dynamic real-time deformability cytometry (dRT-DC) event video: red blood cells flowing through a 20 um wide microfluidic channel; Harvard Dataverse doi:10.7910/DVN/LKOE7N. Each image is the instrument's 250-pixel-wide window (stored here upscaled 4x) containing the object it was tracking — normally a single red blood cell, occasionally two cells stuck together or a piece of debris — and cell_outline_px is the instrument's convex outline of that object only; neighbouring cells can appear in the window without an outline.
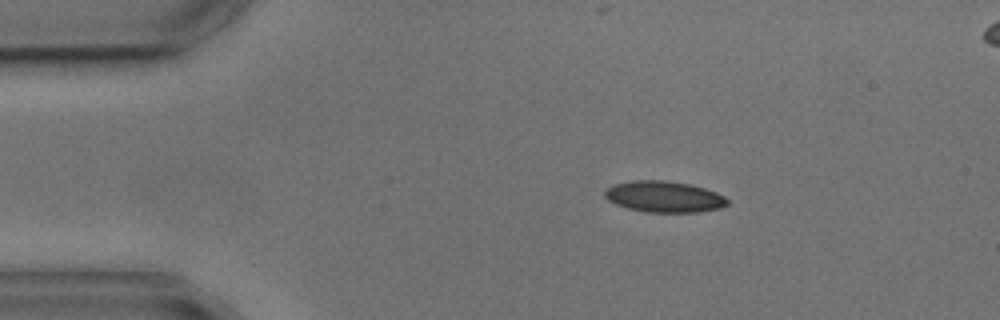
{"species": "common noctule bat (a hibernating species)", "species_latin": "Nyctalus noctula", "temperature_condition": "cold", "stored_images_in_passage": 3, "segment_of_instrument_passage": [1, 2], "camera_frame_rate_fps": 3000, "um_per_image_px": 0.085, "animal": {"sex": "male", "body_mass_g": 17.9, "forearm_length_mm": 54.2}, "frame": {"image": 1, "passage_image": 1, "time_ms": 0.0, "image_size_px": [1000, 320], "cell_outline_px": [[728, 204], [720, 208], [700, 212], [648, 212], [628, 208], [616, 204], [608, 200], [604, 196], [604, 188], [612, 184], [632, 180], [664, 180], [688, 184], [704, 188], [716, 192], [724, 196], [728, 200]], "centroid_in_image_um": [56.41, 16.71], "position_along_channel_um": 28.6, "area_um2": 22.37}}